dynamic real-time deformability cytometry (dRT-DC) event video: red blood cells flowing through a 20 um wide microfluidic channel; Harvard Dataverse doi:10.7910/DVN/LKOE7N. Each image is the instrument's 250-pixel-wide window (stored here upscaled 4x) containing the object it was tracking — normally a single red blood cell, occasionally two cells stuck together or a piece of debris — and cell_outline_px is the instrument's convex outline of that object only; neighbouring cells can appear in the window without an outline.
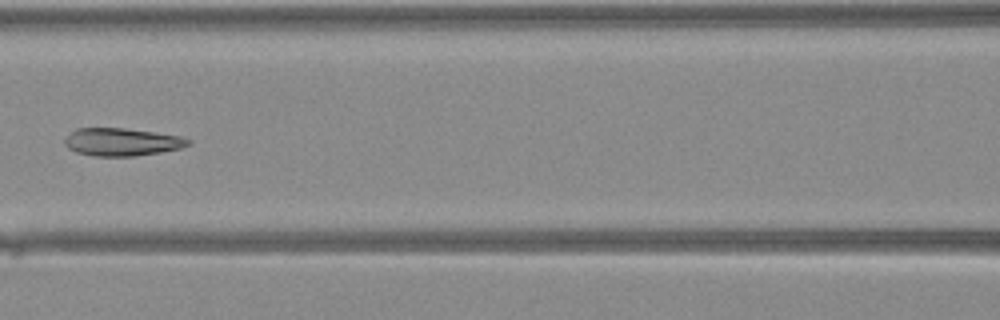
{"species": "Egyptian fruit bat (a non-hibernating species)", "species_latin": "Rousettus aegyptiacus", "temperature_condition": "warm", "stored_images_in_passage": 22, "camera_frame_rate_fps": 3000, "um_per_image_px": 0.085, "animal": {"sex": "female"}, "frame": {"image": 1, "passage_image": 10, "time_ms": 3.0, "image_size_px": [1000, 320], "cell_outline_px": [[192, 140], [188, 144], [180, 148], [160, 152], [136, 156], [92, 156], [76, 152], [68, 148], [64, 144], [64, 140], [76, 128], [124, 128], [180, 136]], "centroid_in_image_um": [10.33, 12.07], "position_along_channel_um": 156.3, "area_um2": 19.83}}